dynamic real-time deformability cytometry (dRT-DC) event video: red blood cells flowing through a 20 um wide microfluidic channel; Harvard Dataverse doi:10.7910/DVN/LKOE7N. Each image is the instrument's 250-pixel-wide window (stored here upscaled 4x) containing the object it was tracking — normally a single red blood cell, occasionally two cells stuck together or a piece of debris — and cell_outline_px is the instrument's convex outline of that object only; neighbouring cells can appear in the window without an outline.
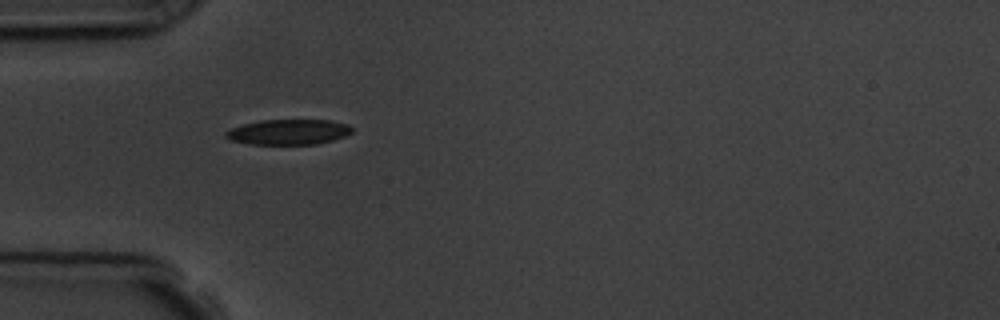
{"species": "common noctule bat (a hibernating species)", "species_latin": "Nyctalus noctula", "temperature_condition": "room temperature", "stored_images_in_passage": 6, "camera_frame_rate_fps": 3000, "um_per_image_px": 0.085, "animal": {"sex": "male", "body_mass_g": 19.5, "forearm_length_mm": 54.6}, "frame": {"image": 1, "passage_image": 1, "time_ms": 0.0, "image_size_px": [1000, 320], "cell_outline_px": [[352, 132], [344, 136], [332, 140], [316, 144], [248, 144], [228, 140], [224, 136], [224, 132], [232, 128], [244, 124], [260, 120], [328, 120], [348, 124], [352, 128]], "centroid_in_image_um": [24.48, 11.22], "position_along_channel_um": 60.5, "area_um2": 18.61}}
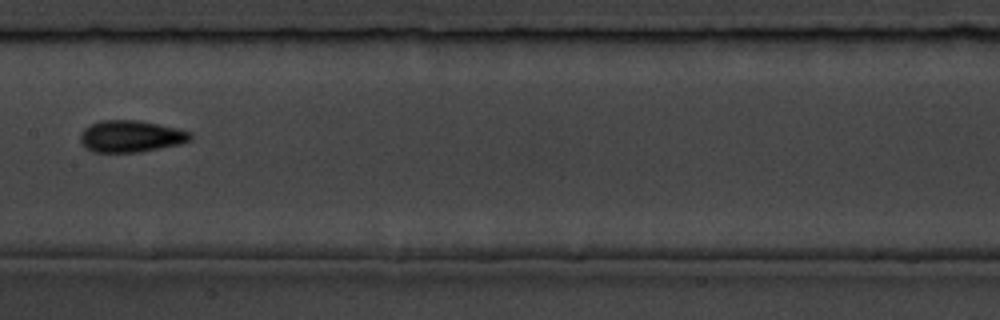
{"frame": {"image": 2, "passage_image": 4, "time_ms": 3.667, "image_size_px": [1000, 320], "cell_outline_px": [[192, 140], [180, 144], [140, 152], [92, 152], [84, 148], [80, 140], [80, 132], [84, 128], [100, 120], [140, 120], [160, 124], [192, 132]], "centroid_in_image_um": [11.12, 11.58], "position_along_channel_um": 196.3, "area_um2": 20.63}}
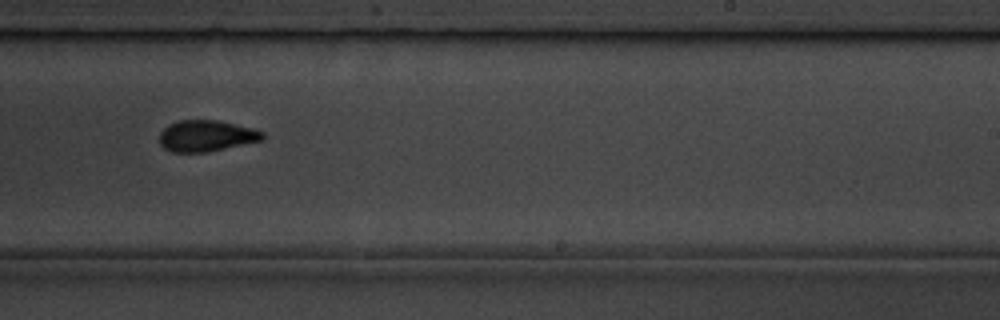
{"frame": {"image": 3, "passage_image": 6, "time_ms": 5.667, "image_size_px": [1000, 320], "cell_outline_px": [[264, 140], [208, 152], [172, 152], [164, 148], [160, 144], [160, 132], [168, 124], [180, 120], [216, 120], [252, 128], [264, 132]], "centroid_in_image_um": [17.54, 11.55], "position_along_channel_um": 271.5, "area_um2": 18.79}}